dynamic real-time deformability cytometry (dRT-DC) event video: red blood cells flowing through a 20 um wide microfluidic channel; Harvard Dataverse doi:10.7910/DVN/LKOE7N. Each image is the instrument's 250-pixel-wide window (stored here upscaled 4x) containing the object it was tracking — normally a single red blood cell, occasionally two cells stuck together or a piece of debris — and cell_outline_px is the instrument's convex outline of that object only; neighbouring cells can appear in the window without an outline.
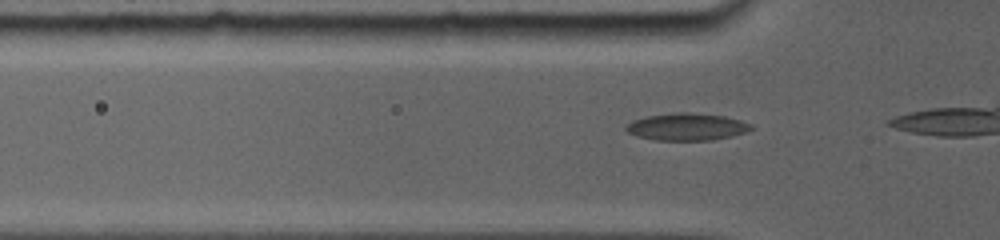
{"species": "common noctule bat (a hibernating species)", "species_latin": "Nyctalus noctula", "temperature_condition": "room temperature", "stored_images_in_passage": 4, "camera_frame_rate_fps": 5000, "um_per_image_px": 0.085, "animal": {"sex": "female", "body_mass_g": 19.0, "forearm_length_mm": 56.7}, "frame": {"image": 1, "passage_image": 2, "time_ms": 0.4, "image_size_px": [1000, 240], "cell_outline_px": [[752, 128], [744, 132], [732, 136], [712, 140], [656, 140], [636, 136], [628, 132], [624, 128], [624, 124], [632, 120], [648, 116], [676, 112], [688, 112], [724, 116], [740, 120], [752, 124]], "centroid_in_image_um": [58.33, 10.78], "position_along_channel_um": 67.5, "area_um2": 19.83}}